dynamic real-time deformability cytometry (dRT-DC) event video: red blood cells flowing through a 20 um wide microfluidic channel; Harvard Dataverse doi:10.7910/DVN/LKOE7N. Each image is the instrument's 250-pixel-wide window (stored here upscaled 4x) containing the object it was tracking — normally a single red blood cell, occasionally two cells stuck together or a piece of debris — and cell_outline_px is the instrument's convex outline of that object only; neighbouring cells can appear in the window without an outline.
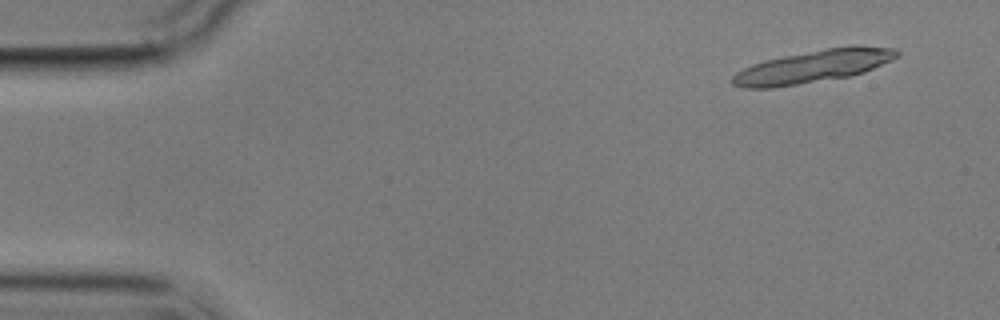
{"species": "common noctule bat (a hibernating species)", "species_latin": "Nyctalus noctula", "temperature_condition": "cold", "stored_images_in_passage": 14, "segment_of_instrument_passage": [1, 2], "camera_frame_rate_fps": 3000, "um_per_image_px": 0.085, "animal": {"sex": "male", "body_mass_g": 17.9}, "frame": {"image": 1, "passage_image": 1, "time_ms": 0.0, "image_size_px": [1000, 320], "cell_outline_px": [[900, 52], [896, 56], [864, 72], [848, 76], [772, 88], [744, 88], [732, 84], [732, 76], [736, 72], [752, 64], [764, 60], [824, 48], [852, 44], [896, 48]], "centroid_in_image_um": [69.09, 5.62], "position_along_channel_um": 15.9, "area_um2": 31.04}}